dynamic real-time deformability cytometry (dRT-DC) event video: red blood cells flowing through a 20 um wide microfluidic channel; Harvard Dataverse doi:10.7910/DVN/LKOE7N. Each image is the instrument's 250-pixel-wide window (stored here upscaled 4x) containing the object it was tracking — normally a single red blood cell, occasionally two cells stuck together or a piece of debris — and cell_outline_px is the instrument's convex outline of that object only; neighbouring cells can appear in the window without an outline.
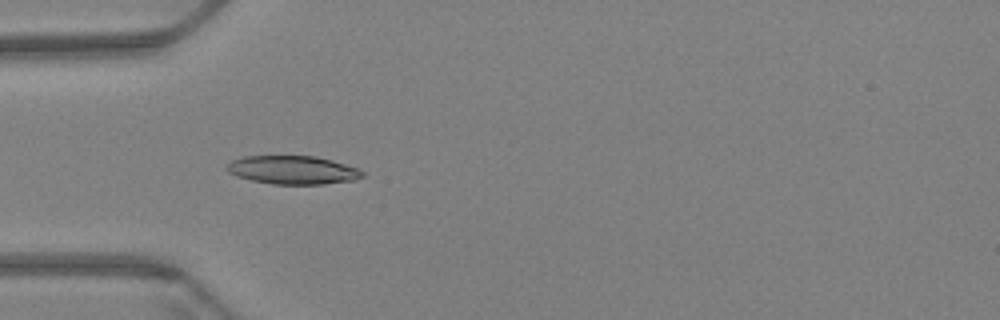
{"species": "Egyptian fruit bat (a non-hibernating species)", "species_latin": "Rousettus aegyptiacus", "temperature_condition": "warm", "stored_images_in_passage": 32, "camera_frame_rate_fps": 3000, "um_per_image_px": 0.085, "animal": {"sex": "female"}, "frame": {"image": 1, "passage_image": 1, "time_ms": 0.0, "image_size_px": [1000, 320], "cell_outline_px": [[364, 176], [352, 180], [324, 184], [272, 184], [252, 180], [236, 176], [228, 172], [224, 168], [232, 160], [244, 156], [316, 156], [332, 160], [356, 168], [364, 172]], "centroid_in_image_um": [24.85, 14.44], "position_along_channel_um": 60.1, "area_um2": 22.37}}
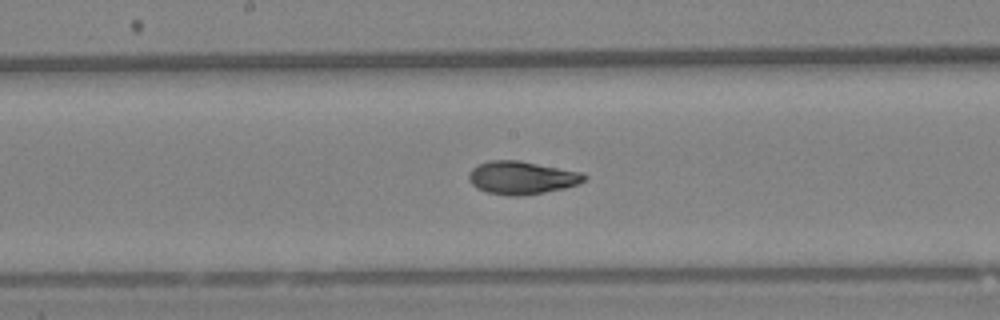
{"frame": {"image": 2, "passage_image": 14, "time_ms": 4.333, "image_size_px": [1000, 320], "cell_outline_px": [[588, 176], [584, 180], [576, 184], [564, 188], [544, 192], [520, 196], [508, 196], [484, 192], [476, 188], [468, 180], [468, 172], [476, 164], [488, 160], [520, 160], [584, 172]], "centroid_in_image_um": [44.31, 15.09], "position_along_channel_um": 203.9, "area_um2": 22.6}}
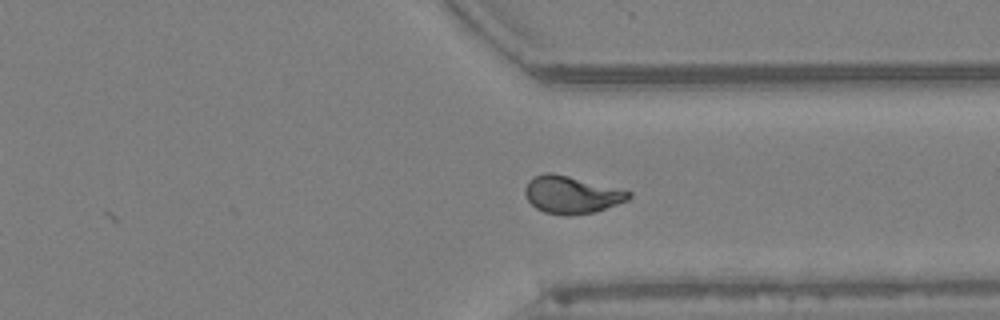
{"frame": {"image": 3, "passage_image": 28, "time_ms": 9.0, "image_size_px": [1000, 320], "cell_outline_px": [[632, 196], [628, 200], [596, 212], [568, 216], [564, 216], [544, 212], [536, 208], [528, 200], [524, 192], [524, 188], [528, 180], [544, 172], [552, 172], [632, 192]], "centroid_in_image_um": [48.56, 16.56], "position_along_channel_um": 362.8, "area_um2": 22.6}, "authors_computed_cell_mechanics": {"area_um2": 21.675, "velocity_mm_per_s": 3.4041, "shape_relaxation_time_tau1_ms": 7.0282, "shape_relaxation_time_tau2_ms": 1.8355, "deformation_change_tau1": 0.1944, "deformation_change_tau2": 0.0604}}